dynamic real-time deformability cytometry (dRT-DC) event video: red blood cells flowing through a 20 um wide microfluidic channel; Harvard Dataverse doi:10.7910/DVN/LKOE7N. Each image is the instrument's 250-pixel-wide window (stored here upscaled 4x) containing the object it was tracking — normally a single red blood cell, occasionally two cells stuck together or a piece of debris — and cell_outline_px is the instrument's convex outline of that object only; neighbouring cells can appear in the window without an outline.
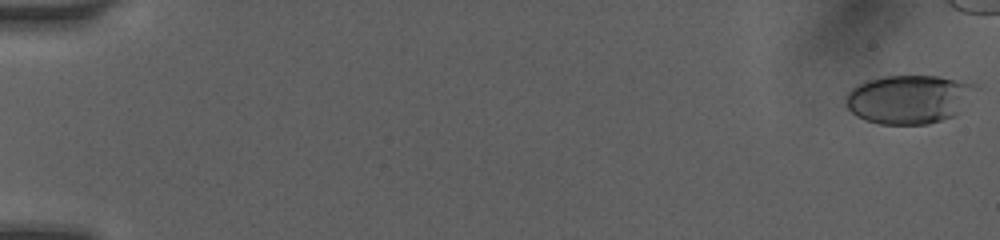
{"species": "human", "species_latin": "Homo sapiens", "temperature_condition": "room temperature", "stored_images_in_passage": 14, "segment_of_instrument_passage": [1, 2], "camera_frame_rate_fps": 3000, "um_per_image_px": 0.085, "donor": {"sex": "female"}, "frame": {"image": 1, "passage_image": 1, "time_ms": 0.0, "image_size_px": [1000, 240], "cell_outline_px": [[980, 88], [956, 116], [928, 124], [880, 124], [864, 120], [856, 116], [844, 104], [844, 96], [856, 84], [864, 80], [884, 76], [940, 76], [976, 84]], "centroid_in_image_um": [77.26, 8.43], "position_along_channel_um": 7.7, "area_um2": 37.57}}
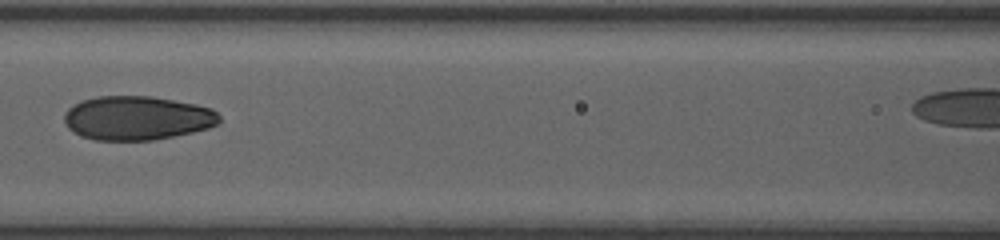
{"frame": {"image": 2, "passage_image": 11, "time_ms": 8.0, "image_size_px": [1000, 240], "cell_outline_px": [[220, 124], [208, 128], [192, 132], [152, 140], [96, 140], [80, 136], [68, 128], [64, 124], [64, 112], [72, 104], [96, 96], [152, 96], [196, 104], [212, 108], [220, 116]], "centroid_in_image_um": [11.64, 10.03], "position_along_channel_um": 155.0, "area_um2": 40.0}}
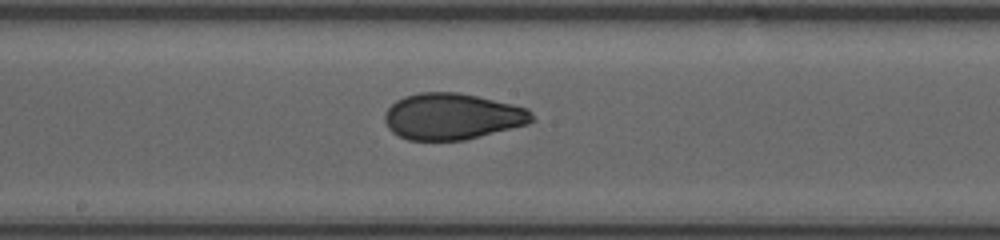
{"frame": {"image": 3, "passage_image": 13, "time_ms": 9.333, "image_size_px": [1000, 240], "cell_outline_px": [[536, 120], [528, 124], [464, 140], [408, 140], [392, 132], [388, 128], [384, 120], [384, 112], [396, 100], [404, 96], [420, 92], [456, 92], [476, 96], [512, 104], [528, 108], [532, 112]], "centroid_in_image_um": [38.44, 9.89], "position_along_channel_um": 209.8, "area_um2": 39.77}}